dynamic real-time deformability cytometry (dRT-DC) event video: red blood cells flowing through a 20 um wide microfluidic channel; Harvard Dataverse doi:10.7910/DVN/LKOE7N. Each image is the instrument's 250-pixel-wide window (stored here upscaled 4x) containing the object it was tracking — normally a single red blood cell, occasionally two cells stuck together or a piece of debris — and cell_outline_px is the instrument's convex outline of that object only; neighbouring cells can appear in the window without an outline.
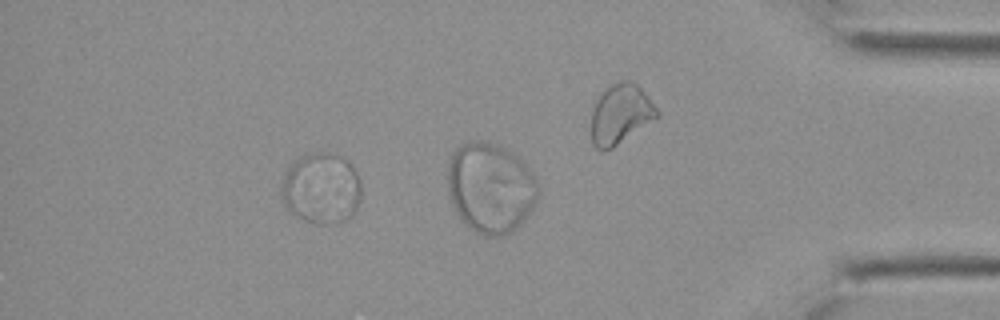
{"species": "Egyptian fruit bat (a non-hibernating species)", "species_latin": "Rousettus aegyptiacus", "temperature_condition": "cold", "stored_images_in_passage": 29, "camera_frame_rate_fps": 3000, "um_per_image_px": 0.085, "animal": {"sex": "female"}, "frame": {"image": 1, "passage_image": 25, "time_ms": 8.0, "image_size_px": [1000, 320], "cell_outline_px": [[360, 200], [352, 216], [348, 220], [336, 224], [316, 224], [304, 220], [288, 212], [284, 208], [280, 192], [280, 184], [288, 164], [296, 156], [312, 152], [332, 152], [344, 156], [348, 160], [356, 172], [360, 180]], "centroid_in_image_um": [27.26, 15.99], "position_along_channel_um": 407.9, "area_um2": 34.33}}